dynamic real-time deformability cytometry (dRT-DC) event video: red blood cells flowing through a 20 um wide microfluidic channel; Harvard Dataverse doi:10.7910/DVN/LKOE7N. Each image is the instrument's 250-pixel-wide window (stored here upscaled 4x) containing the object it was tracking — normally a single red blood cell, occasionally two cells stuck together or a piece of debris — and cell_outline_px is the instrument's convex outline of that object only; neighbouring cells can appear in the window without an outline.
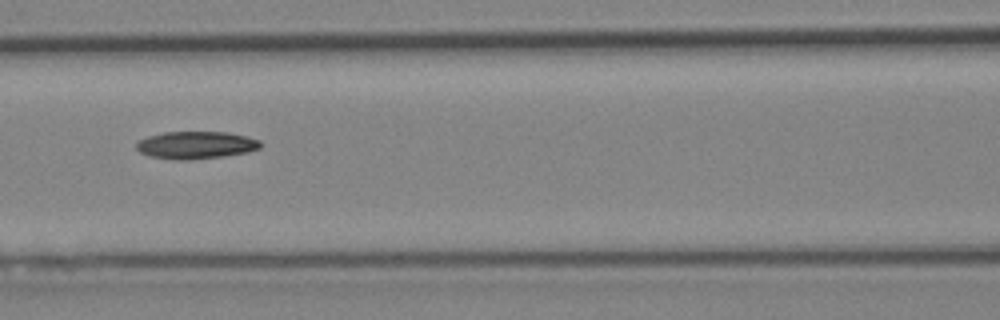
{"species": "Egyptian fruit bat (a non-hibernating species)", "species_latin": "Rousettus aegyptiacus", "temperature_condition": "cold", "stored_images_in_passage": 5, "camera_frame_rate_fps": 3000, "um_per_image_px": 0.085, "animal": {"sex": "female"}, "frame": {"image": 1, "passage_image": 4, "time_ms": 4.333, "image_size_px": [1000, 320], "cell_outline_px": [[264, 144], [260, 148], [248, 152], [224, 156], [192, 160], [176, 160], [148, 156], [140, 152], [136, 148], [136, 144], [140, 140], [148, 136], [164, 132], [228, 132], [260, 140]], "centroid_in_image_um": [16.67, 12.34], "position_along_channel_um": 149.9, "area_um2": 20.0}}
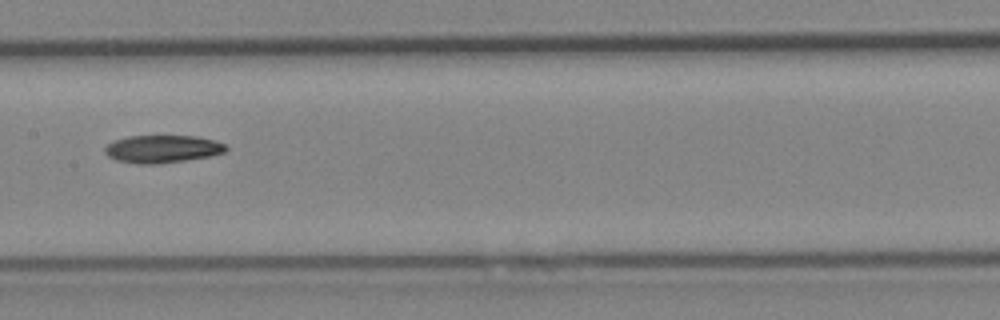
{"frame": {"image": 2, "passage_image": 5, "time_ms": 5.333, "image_size_px": [1000, 320], "cell_outline_px": [[228, 148], [224, 152], [212, 156], [160, 164], [136, 164], [116, 160], [108, 156], [104, 152], [104, 148], [108, 144], [116, 140], [128, 136], [196, 136], [212, 140], [224, 144]], "centroid_in_image_um": [13.79, 12.67], "position_along_channel_um": 193.6, "area_um2": 19.54}}